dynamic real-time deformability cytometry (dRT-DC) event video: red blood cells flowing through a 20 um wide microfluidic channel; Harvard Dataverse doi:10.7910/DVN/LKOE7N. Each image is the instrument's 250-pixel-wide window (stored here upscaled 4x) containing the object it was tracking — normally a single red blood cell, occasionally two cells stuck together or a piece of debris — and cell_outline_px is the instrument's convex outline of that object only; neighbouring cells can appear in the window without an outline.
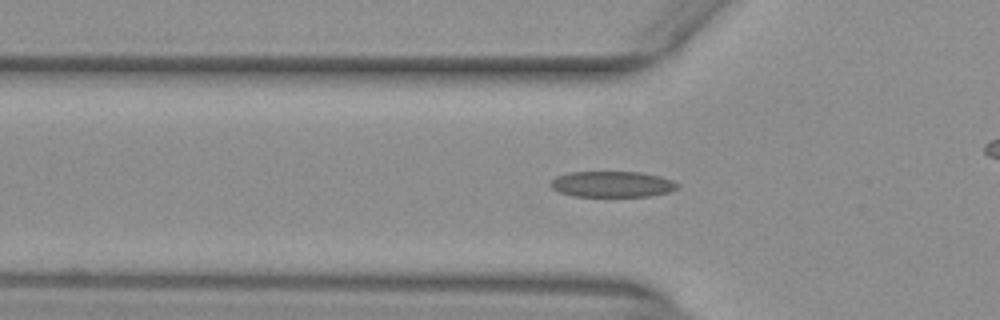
{"species": "common noctule bat (a hibernating species)", "species_latin": "Nyctalus noctula", "temperature_condition": "warm", "stored_images_in_passage": 27, "camera_frame_rate_fps": 3000, "um_per_image_px": 0.085, "animal": {"sex": "female", "body_mass_g": 29.2, "forearm_length_mm": 56.3}, "frame": {"image": 1, "passage_image": 4, "time_ms": 1.0, "image_size_px": [1000, 320], "cell_outline_px": [[680, 184], [676, 188], [668, 192], [652, 196], [572, 196], [556, 192], [548, 184], [556, 176], [568, 172], [640, 172], [660, 176], [672, 180]], "centroid_in_image_um": [51.99, 15.66], "position_along_channel_um": 73.8, "area_um2": 19.31}}
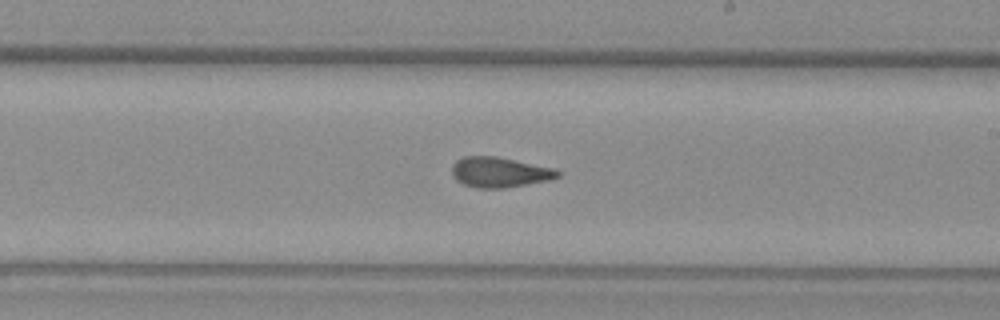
{"frame": {"image": 2, "passage_image": 17, "time_ms": 5.333, "image_size_px": [1000, 320], "cell_outline_px": [[560, 176], [548, 180], [504, 188], [476, 188], [464, 184], [456, 180], [452, 176], [452, 164], [456, 160], [464, 156], [496, 156], [556, 168], [560, 172]], "centroid_in_image_um": [42.45, 14.63], "position_along_channel_um": 246.6, "area_um2": 18.73}}
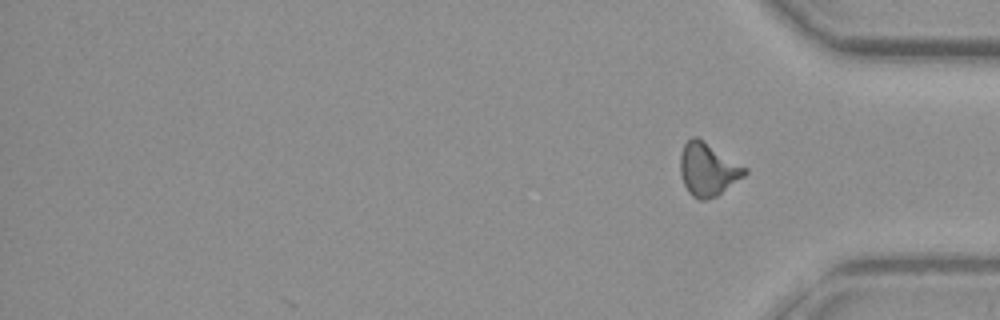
{"frame": {"image": 3, "passage_image": 27, "time_ms": 8.667, "image_size_px": [1000, 320], "cell_outline_px": [[748, 172], [744, 176], [716, 196], [704, 200], [700, 200], [692, 196], [688, 192], [684, 184], [680, 172], [680, 156], [684, 144], [692, 136], [696, 136], [704, 140], [748, 168]], "centroid_in_image_um": [60.17, 14.38], "position_along_channel_um": 375.0, "area_um2": 19.94}, "authors_computed_cell_mechanics": {"area_um2": 18.7272, "velocity_mm_per_s": 3.9725, "shape_relaxation_time_tau1_ms": 10.464, "shape_relaxation_time_tau2_ms": 2.0664, "deformation_change_tau1": 0.2383, "deformation_change_tau2": 0.101}}